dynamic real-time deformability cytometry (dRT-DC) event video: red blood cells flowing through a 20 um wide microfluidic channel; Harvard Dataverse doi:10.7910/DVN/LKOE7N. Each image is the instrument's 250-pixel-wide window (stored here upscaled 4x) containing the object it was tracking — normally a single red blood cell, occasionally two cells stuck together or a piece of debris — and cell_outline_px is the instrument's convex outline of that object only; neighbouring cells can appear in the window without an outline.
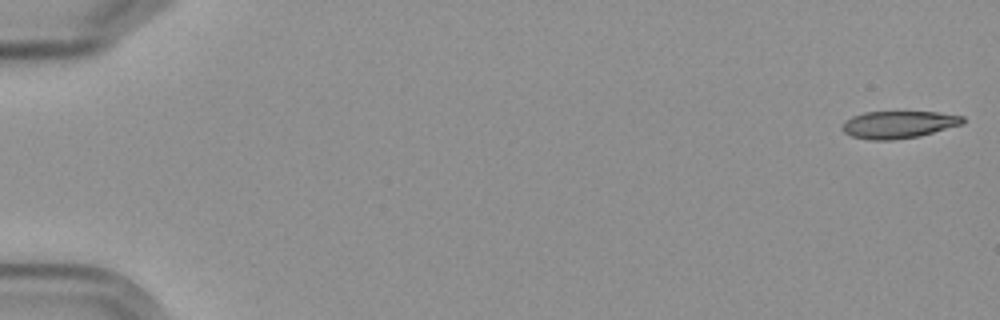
{"species": "Egyptian fruit bat (a non-hibernating species)", "species_latin": "Rousettus aegyptiacus", "temperature_condition": "cold", "stored_images_in_passage": 5, "camera_frame_rate_fps": 3000, "um_per_image_px": 0.085, "frame": {"image": 1, "passage_image": 1, "time_ms": 0.0, "image_size_px": [1000, 320], "cell_outline_px": [[964, 124], [920, 136], [892, 140], [868, 140], [852, 136], [844, 132], [840, 128], [844, 120], [852, 116], [864, 112], [940, 112], [964, 116]], "centroid_in_image_um": [76.37, 10.59], "position_along_channel_um": 8.6, "area_um2": 19.42}}
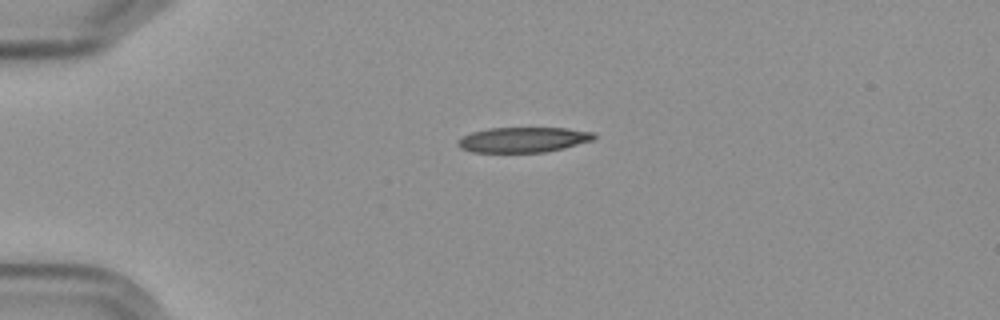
{"frame": {"image": 2, "passage_image": 4, "time_ms": 4.333, "image_size_px": [1000, 320], "cell_outline_px": [[596, 136], [592, 140], [564, 148], [544, 152], [472, 152], [460, 148], [456, 144], [456, 140], [472, 132], [488, 128], [564, 128], [596, 132]], "centroid_in_image_um": [44.46, 11.87], "position_along_channel_um": 40.5, "area_um2": 20.0}}